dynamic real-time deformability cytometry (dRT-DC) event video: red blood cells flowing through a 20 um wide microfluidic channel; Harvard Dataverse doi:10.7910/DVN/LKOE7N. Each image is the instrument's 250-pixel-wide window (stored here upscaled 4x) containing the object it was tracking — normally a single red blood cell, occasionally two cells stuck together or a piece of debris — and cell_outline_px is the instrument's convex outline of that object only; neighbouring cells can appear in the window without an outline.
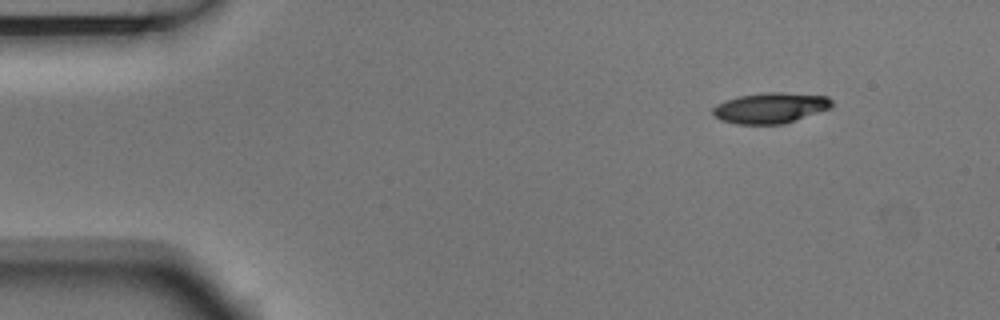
{"species": "Egyptian fruit bat (a non-hibernating species)", "species_latin": "Rousettus aegyptiacus", "temperature_condition": "room temperature", "stored_images_in_passage": 9, "camera_frame_rate_fps": 3000, "um_per_image_px": 0.085, "animal": {"sex": "male"}, "frame": {"image": 1, "passage_image": 1, "time_ms": 0.0, "image_size_px": [1000, 320], "cell_outline_px": [[832, 104], [828, 108], [784, 124], [736, 124], [720, 120], [712, 112], [712, 108], [716, 104], [724, 100], [740, 96], [764, 92], [780, 92], [828, 96], [832, 100]], "centroid_in_image_um": [65.44, 9.17], "position_along_channel_um": 19.6, "area_um2": 21.1}}
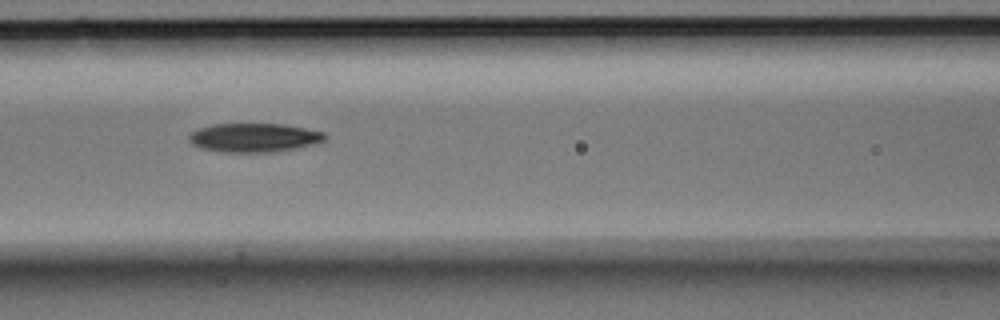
{"frame": {"image": 2, "passage_image": 6, "time_ms": 1.667, "image_size_px": [1000, 320], "cell_outline_px": [[328, 136], [324, 140], [312, 144], [296, 148], [272, 152], [224, 152], [200, 148], [192, 144], [188, 140], [188, 136], [192, 132], [200, 128], [212, 124], [284, 124], [324, 132]], "centroid_in_image_um": [21.58, 11.7], "position_along_channel_um": 145.0, "area_um2": 22.77}}
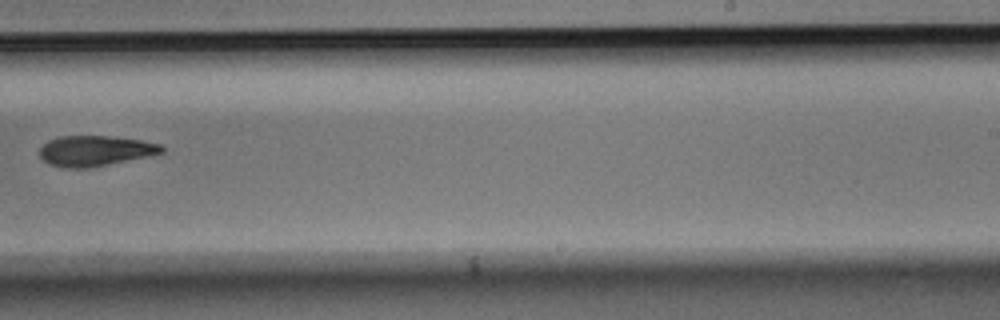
{"frame": {"image": 3, "passage_image": 9, "time_ms": 2.667, "image_size_px": [1000, 320], "cell_outline_px": [[164, 152], [148, 156], [92, 168], [64, 168], [48, 164], [40, 156], [40, 148], [48, 140], [60, 136], [108, 136], [140, 140], [160, 144], [164, 148]], "centroid_in_image_um": [8.07, 12.83], "position_along_channel_um": 280.9, "area_um2": 21.68}}